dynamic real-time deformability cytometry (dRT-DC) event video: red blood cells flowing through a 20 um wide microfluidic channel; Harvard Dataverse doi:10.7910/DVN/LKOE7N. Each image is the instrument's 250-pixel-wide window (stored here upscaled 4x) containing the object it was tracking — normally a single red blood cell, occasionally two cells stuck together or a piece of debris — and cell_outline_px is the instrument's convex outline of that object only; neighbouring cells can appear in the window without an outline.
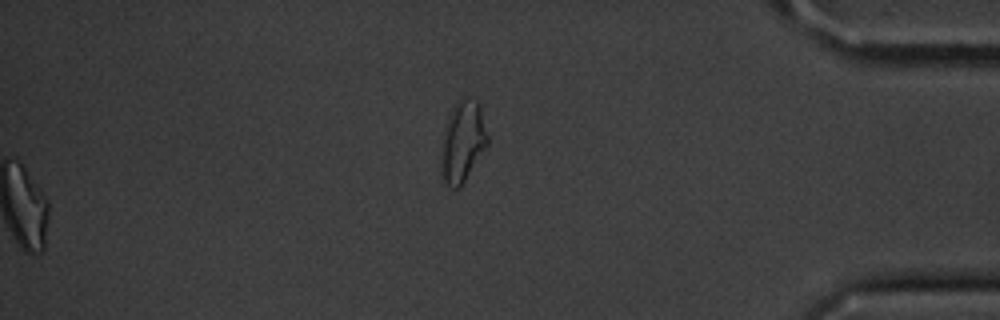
{"species": "common noctule bat (a hibernating species)", "species_latin": "Nyctalus noctula", "temperature_condition": "cold", "stored_images_in_passage": 42, "segment_of_instrument_passage": [2, 2], "camera_frame_rate_fps": 3000, "um_per_image_px": 0.085, "animal": {"sex": "male", "body_mass_g": 20.1, "forearm_length_mm": 53.5}, "frame": {"image": 1, "passage_image": 42, "time_ms": 13.667, "image_size_px": [1000, 320], "cell_outline_px": [[488, 144], [460, 188], [452, 188], [444, 184], [440, 180], [440, 160], [444, 132], [448, 116], [456, 100], [476, 100], [480, 104], [488, 136]], "centroid_in_image_um": [39.3, 12.1], "position_along_channel_um": 395.9, "area_um2": 22.08}}